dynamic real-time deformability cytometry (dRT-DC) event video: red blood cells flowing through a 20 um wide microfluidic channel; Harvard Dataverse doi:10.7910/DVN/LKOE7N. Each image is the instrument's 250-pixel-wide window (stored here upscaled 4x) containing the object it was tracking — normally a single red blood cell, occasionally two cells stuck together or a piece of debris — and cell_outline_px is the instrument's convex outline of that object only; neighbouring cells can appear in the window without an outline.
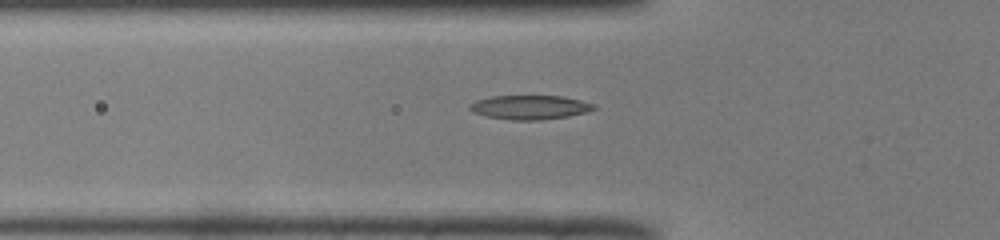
{"species": "common noctule bat (a hibernating species)", "species_latin": "Nyctalus noctula", "temperature_condition": "room temperature", "stored_images_in_passage": 41, "camera_frame_rate_fps": 3000, "um_per_image_px": 0.085, "animal": {"sex": "male", "body_mass_g": 19.0, "forearm_length_mm": 50.8}, "frame": {"image": 1, "passage_image": 8, "time_ms": 2.333, "image_size_px": [1000, 240], "cell_outline_px": [[596, 108], [584, 112], [568, 116], [540, 120], [512, 120], [484, 116], [472, 112], [468, 108], [468, 104], [476, 100], [492, 96], [560, 96], [580, 100], [596, 104]], "centroid_in_image_um": [44.98, 9.12], "position_along_channel_um": 80.8, "area_um2": 17.46}}
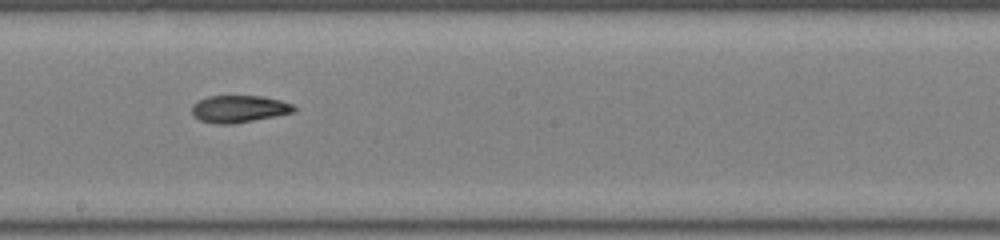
{"frame": {"image": 2, "passage_image": 19, "time_ms": 6.0, "image_size_px": [1000, 240], "cell_outline_px": [[296, 112], [276, 116], [232, 124], [216, 124], [200, 120], [192, 112], [192, 104], [208, 96], [260, 96], [280, 100], [292, 104], [296, 108]], "centroid_in_image_um": [20.34, 9.26], "position_along_channel_um": 227.9, "area_um2": 16.07}}
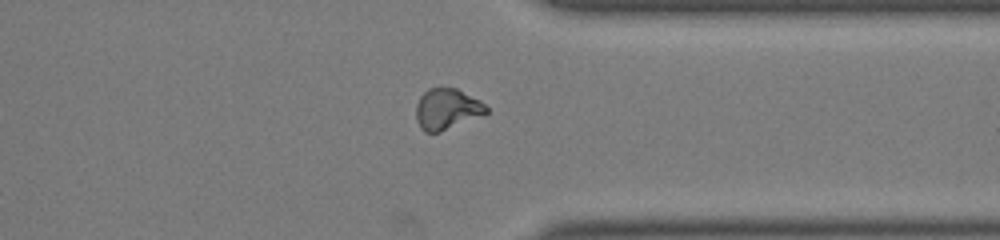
{"frame": {"image": 3, "passage_image": 30, "time_ms": 9.667, "image_size_px": [1000, 240], "cell_outline_px": [[488, 112], [484, 116], [440, 132], [424, 132], [420, 128], [416, 120], [416, 104], [420, 96], [428, 88], [456, 88], [480, 100], [488, 108]], "centroid_in_image_um": [38.0, 9.29], "position_along_channel_um": 373.4, "area_um2": 16.99}}